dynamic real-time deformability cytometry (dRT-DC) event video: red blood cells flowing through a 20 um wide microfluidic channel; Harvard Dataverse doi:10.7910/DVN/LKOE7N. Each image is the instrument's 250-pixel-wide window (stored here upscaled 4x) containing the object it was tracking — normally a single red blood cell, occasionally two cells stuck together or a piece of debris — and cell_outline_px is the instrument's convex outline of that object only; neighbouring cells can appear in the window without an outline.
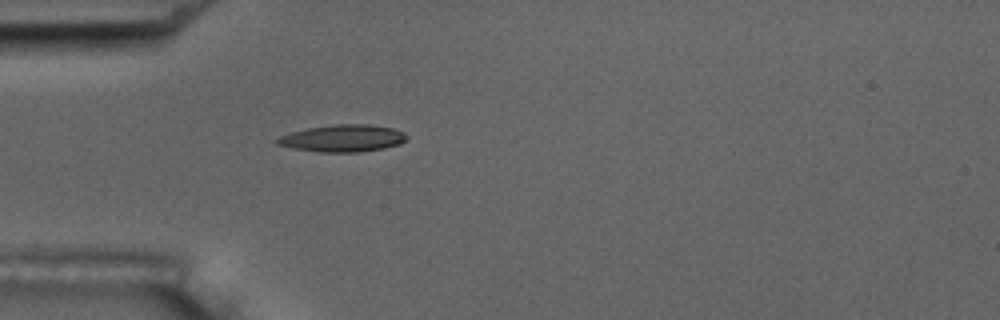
{"species": "common noctule bat (a hibernating species)", "species_latin": "Nyctalus noctula", "temperature_condition": "room temperature", "stored_images_in_passage": 5, "camera_frame_rate_fps": 3000, "um_per_image_px": 0.085, "animal": {"sex": "male", "body_mass_g": 17.5, "forearm_length_mm": 52.3}, "frame": {"image": 1, "passage_image": 5, "time_ms": 4.333, "image_size_px": [1000, 320], "cell_outline_px": [[408, 136], [400, 144], [384, 148], [356, 152], [320, 152], [296, 148], [276, 144], [272, 140], [280, 136], [292, 132], [308, 128], [336, 124], [368, 124], [392, 128], [404, 132]], "centroid_in_image_um": [29.13, 11.75], "position_along_channel_um": 55.9, "area_um2": 20.29}}